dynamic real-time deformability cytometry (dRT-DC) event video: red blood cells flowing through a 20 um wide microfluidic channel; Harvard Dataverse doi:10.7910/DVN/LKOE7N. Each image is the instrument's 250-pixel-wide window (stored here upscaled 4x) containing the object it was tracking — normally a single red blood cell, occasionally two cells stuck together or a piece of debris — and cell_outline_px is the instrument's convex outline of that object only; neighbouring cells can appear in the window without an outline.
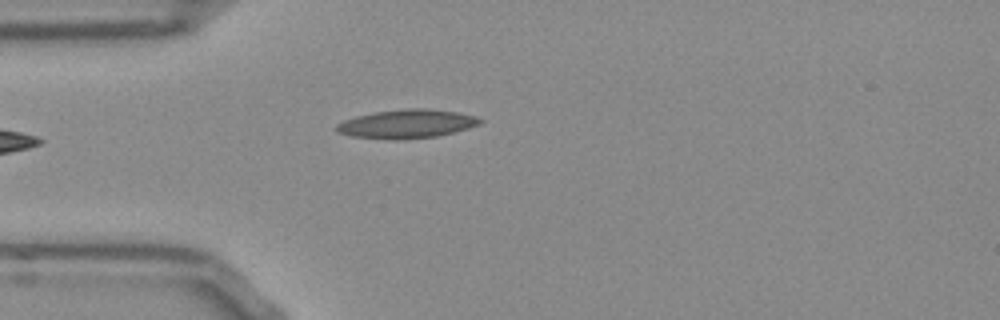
{"species": "Egyptian fruit bat (a non-hibernating species)", "species_latin": "Rousettus aegyptiacus", "temperature_condition": "room temperature", "stored_images_in_passage": 21, "camera_frame_rate_fps": 3000, "um_per_image_px": 0.085, "frame": {"image": 1, "passage_image": 1, "time_ms": 0.0, "image_size_px": [1000, 320], "cell_outline_px": [[484, 120], [480, 124], [468, 128], [436, 136], [396, 140], [392, 140], [352, 136], [336, 132], [336, 124], [344, 120], [356, 116], [372, 112], [408, 108], [424, 108], [456, 112], [476, 116]], "centroid_in_image_um": [34.55, 10.52], "position_along_channel_um": 50.4, "area_um2": 23.99}}
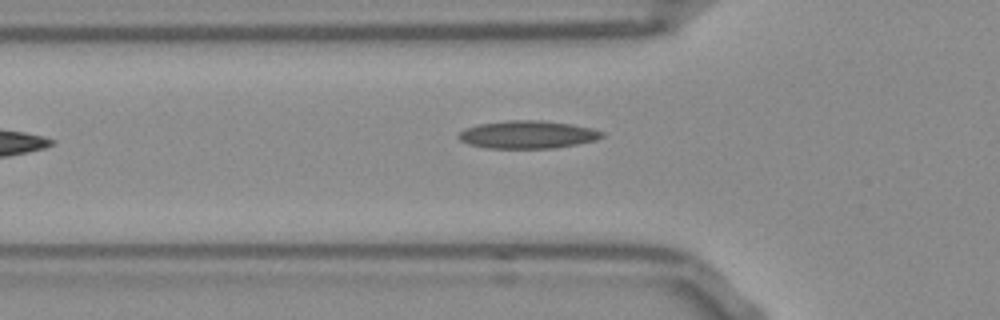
{"frame": {"image": 2, "passage_image": 4, "time_ms": 1.0, "image_size_px": [1000, 320], "cell_outline_px": [[604, 136], [596, 140], [576, 144], [552, 148], [488, 148], [468, 144], [460, 140], [456, 136], [464, 128], [476, 124], [508, 120], [540, 120], [572, 124], [592, 128], [604, 132]], "centroid_in_image_um": [44.82, 11.43], "position_along_channel_um": 81.0, "area_um2": 23.35}}
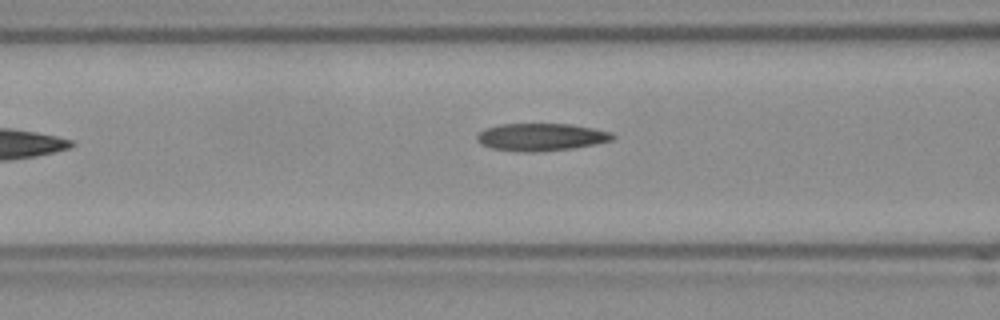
{"frame": {"image": 3, "passage_image": 7, "time_ms": 2.0, "image_size_px": [1000, 320], "cell_outline_px": [[616, 136], [612, 140], [596, 144], [572, 148], [536, 152], [516, 152], [492, 148], [480, 144], [476, 140], [476, 136], [484, 128], [500, 124], [572, 124], [612, 132]], "centroid_in_image_um": [45.97, 11.65], "position_along_channel_um": 120.6, "area_um2": 21.91}}